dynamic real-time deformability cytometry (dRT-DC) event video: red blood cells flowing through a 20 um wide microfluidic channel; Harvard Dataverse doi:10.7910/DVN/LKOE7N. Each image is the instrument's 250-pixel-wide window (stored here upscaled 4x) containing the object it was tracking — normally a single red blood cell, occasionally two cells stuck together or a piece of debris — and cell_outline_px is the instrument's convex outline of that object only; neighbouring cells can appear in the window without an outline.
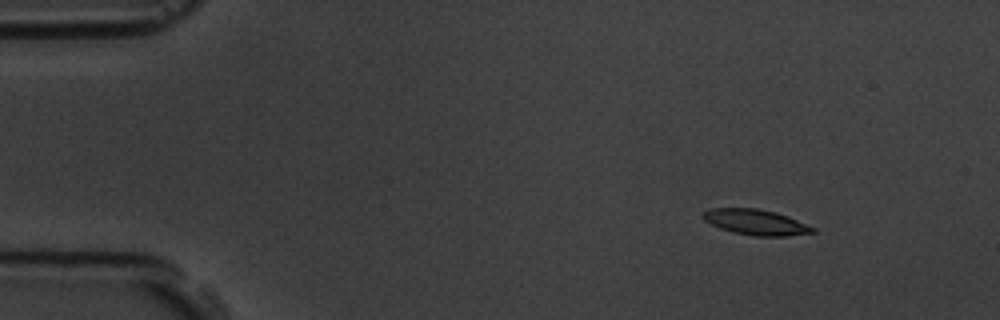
{"species": "common noctule bat (a hibernating species)", "species_latin": "Nyctalus noctula", "temperature_condition": "room temperature", "stored_images_in_passage": 8, "camera_frame_rate_fps": 3000, "um_per_image_px": 0.085, "animal": {"sex": "male", "body_mass_g": 19.5, "forearm_length_mm": 54.6}, "frame": {"image": 1, "passage_image": 3, "time_ms": 2.0, "image_size_px": [1000, 320], "cell_outline_px": [[816, 232], [788, 236], [756, 236], [732, 232], [720, 228], [704, 220], [704, 212], [712, 208], [756, 208], [776, 212], [788, 216], [816, 228]], "centroid_in_image_um": [64.29, 18.89], "position_along_channel_um": 20.7, "area_um2": 16.24}}
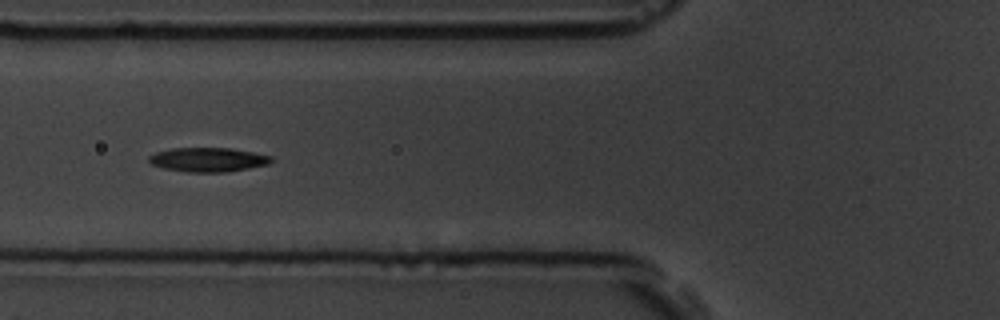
{"frame": {"image": 2, "passage_image": 7, "time_ms": 6.667, "image_size_px": [1000, 320], "cell_outline_px": [[272, 160], [268, 164], [228, 172], [188, 172], [164, 168], [152, 164], [148, 160], [148, 156], [156, 152], [172, 148], [228, 148], [252, 152], [272, 156]], "centroid_in_image_um": [17.66, 13.57], "position_along_channel_um": 108.1, "area_um2": 17.11}}
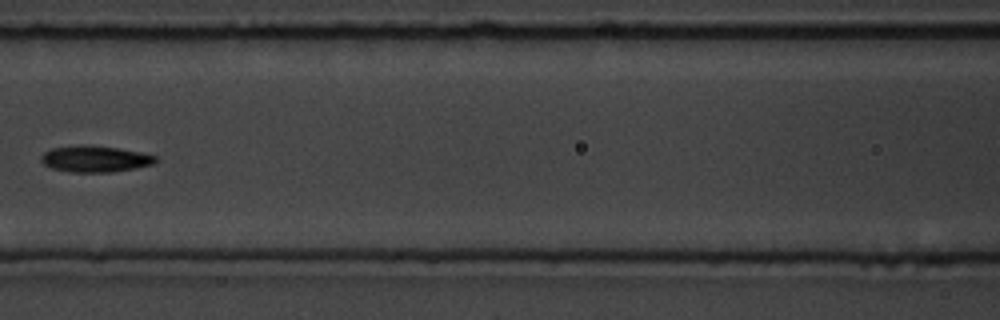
{"frame": {"image": 3, "passage_image": 8, "time_ms": 8.0, "image_size_px": [1000, 320], "cell_outline_px": [[156, 160], [152, 164], [136, 168], [112, 172], [68, 172], [52, 168], [44, 164], [40, 160], [40, 156], [44, 152], [52, 148], [116, 148], [140, 152], [156, 156]], "centroid_in_image_um": [8.09, 13.57], "position_along_channel_um": 158.5, "area_um2": 16.59}}